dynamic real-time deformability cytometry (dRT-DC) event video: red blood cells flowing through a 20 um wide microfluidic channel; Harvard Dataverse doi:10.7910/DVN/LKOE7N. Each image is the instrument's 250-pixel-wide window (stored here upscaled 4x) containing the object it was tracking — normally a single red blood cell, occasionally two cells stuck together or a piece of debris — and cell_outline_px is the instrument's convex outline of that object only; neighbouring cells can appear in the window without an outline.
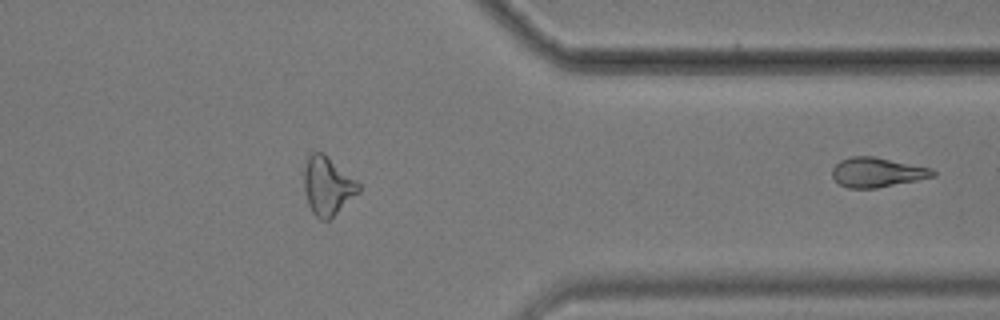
{"species": "common noctule bat (a hibernating species)", "species_latin": "Nyctalus noctula", "temperature_condition": "cold", "stored_images_in_passage": 44, "segment_of_instrument_passage": [2, 2], "camera_frame_rate_fps": 3000, "um_per_image_px": 0.085, "animal": {"sex": "male", "body_mass_g": 17.9}, "frame": {"image": 1, "passage_image": 44, "time_ms": 14.333, "image_size_px": [1000, 320], "cell_outline_px": [[936, 176], [876, 188], [848, 188], [840, 184], [832, 176], [832, 168], [840, 160], [852, 156], [872, 156], [932, 168], [936, 172]], "centroid_in_image_um": [74.55, 14.64], "position_along_channel_um": 336.9, "area_um2": 17.22}}